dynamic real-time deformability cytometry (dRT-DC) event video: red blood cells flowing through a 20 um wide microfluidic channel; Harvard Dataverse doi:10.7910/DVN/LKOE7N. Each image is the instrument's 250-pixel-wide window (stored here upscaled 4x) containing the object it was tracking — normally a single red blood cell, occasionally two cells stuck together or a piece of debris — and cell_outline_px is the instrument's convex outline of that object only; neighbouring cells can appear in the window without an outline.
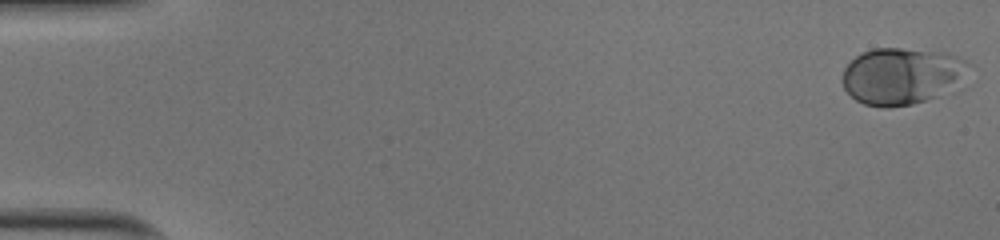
{"species": "human", "species_latin": "Homo sapiens", "temperature_condition": "cold", "stored_images_in_passage": 51, "camera_frame_rate_fps": 3000, "um_per_image_px": 0.085, "donor": {"sex": "male"}, "frame": {"image": 1, "passage_image": 1, "time_ms": 0.0, "image_size_px": [1000, 240], "cell_outline_px": [[972, 64], [964, 88], [960, 92], [912, 104], [888, 108], [884, 108], [864, 104], [856, 100], [844, 88], [840, 80], [844, 68], [856, 56], [872, 48], [900, 48], [948, 52], [968, 60]], "centroid_in_image_um": [76.83, 6.48], "position_along_channel_um": 8.2, "area_um2": 43.81}}
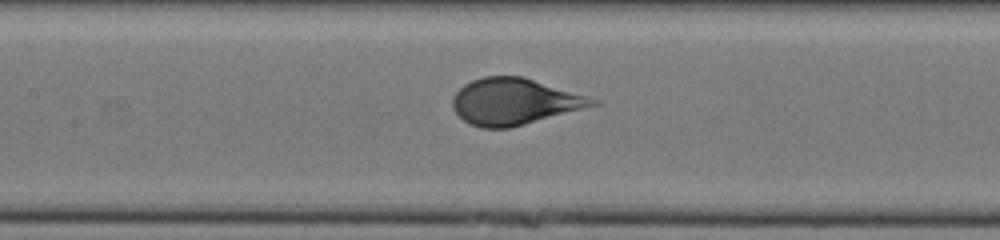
{"frame": {"image": 2, "passage_image": 25, "time_ms": 8.0, "image_size_px": [1000, 240], "cell_outline_px": [[600, 104], [524, 124], [508, 128], [480, 128], [468, 124], [452, 108], [452, 96], [464, 84], [472, 80], [484, 76], [520, 76], [600, 100]], "centroid_in_image_um": [43.67, 8.64], "position_along_channel_um": 163.7, "area_um2": 37.45}}
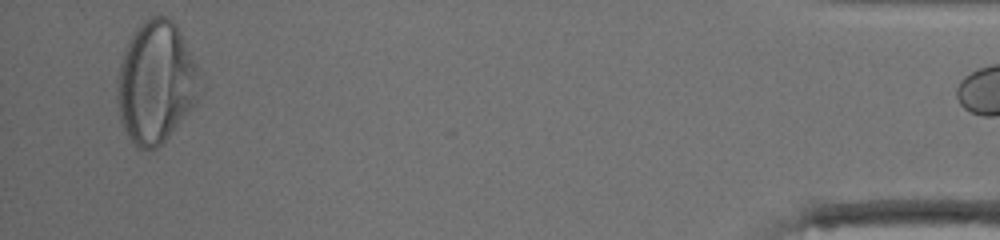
{"frame": {"image": 3, "passage_image": 50, "time_ms": 16.333, "image_size_px": [1000, 240], "cell_outline_px": [[196, 100], [188, 112], [168, 136], [156, 148], [136, 148], [128, 136], [120, 120], [116, 100], [116, 88], [120, 64], [128, 40], [136, 28], [148, 16], [168, 16], [176, 24], [196, 64]], "centroid_in_image_um": [13.18, 6.98], "position_along_channel_um": 422.0, "area_um2": 57.63}}